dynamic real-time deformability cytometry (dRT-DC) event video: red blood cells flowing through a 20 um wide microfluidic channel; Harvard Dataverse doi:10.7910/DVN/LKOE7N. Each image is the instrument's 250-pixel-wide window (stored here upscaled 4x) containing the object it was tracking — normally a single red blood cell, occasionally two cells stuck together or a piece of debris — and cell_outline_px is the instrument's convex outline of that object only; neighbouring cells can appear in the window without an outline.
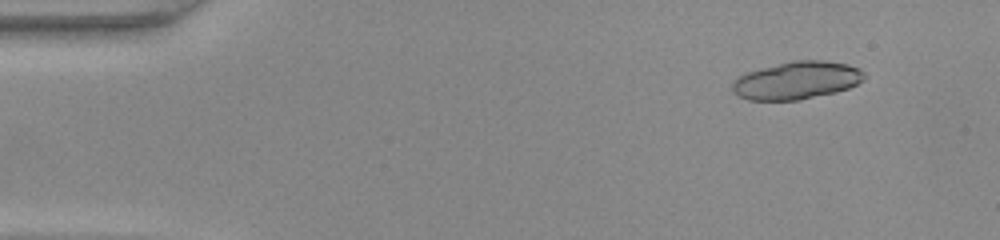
{"species": "common noctule bat (a hibernating species)", "species_latin": "Nyctalus noctula", "temperature_condition": "warm", "stored_images_in_passage": 11, "camera_frame_rate_fps": 3000, "um_per_image_px": 0.085, "animal": {"sex": "female", "body_mass_g": 22.0, "forearm_length_mm": 56.7}, "frame": {"image": 1, "passage_image": 5, "time_ms": 1.333, "image_size_px": [1000, 240], "cell_outline_px": [[864, 76], [856, 84], [848, 88], [836, 92], [796, 100], [748, 100], [732, 92], [732, 84], [740, 76], [748, 72], [796, 60], [824, 60], [848, 64], [860, 68], [864, 72]], "centroid_in_image_um": [67.74, 6.84], "position_along_channel_um": 17.3, "area_um2": 28.5}}